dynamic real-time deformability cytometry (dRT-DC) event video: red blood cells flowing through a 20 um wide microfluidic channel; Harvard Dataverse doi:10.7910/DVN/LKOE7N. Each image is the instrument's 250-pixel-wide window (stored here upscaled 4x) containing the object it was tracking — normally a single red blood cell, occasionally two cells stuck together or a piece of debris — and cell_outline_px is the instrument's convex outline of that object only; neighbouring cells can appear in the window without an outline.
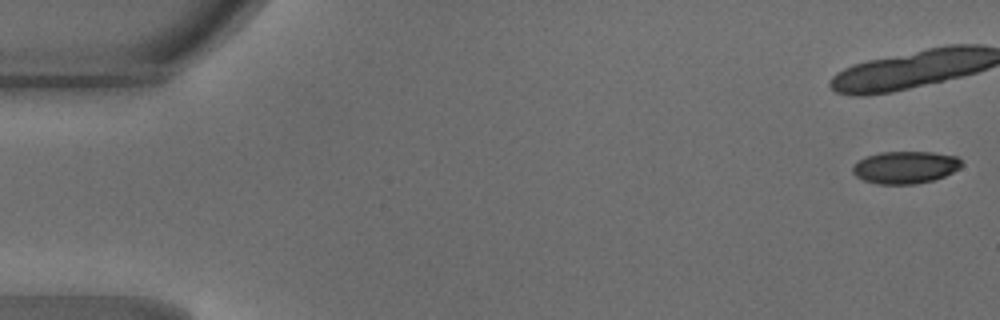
{"species": "common noctule bat (a hibernating species)", "species_latin": "Nyctalus noctula", "temperature_condition": "warm", "stored_images_in_passage": 18, "camera_frame_rate_fps": 3000, "um_per_image_px": 0.085, "animal": {"sex": "male", "body_mass_g": 18.8}, "frame": {"image": 1, "passage_image": 1, "time_ms": 0.0, "image_size_px": [1000, 320], "cell_outline_px": [[964, 164], [960, 168], [944, 176], [932, 180], [916, 184], [876, 184], [864, 180], [856, 176], [852, 172], [852, 168], [860, 160], [868, 156], [880, 152], [932, 152], [956, 156]], "centroid_in_image_um": [76.97, 14.23], "position_along_channel_um": 8.0, "area_um2": 20.4}}